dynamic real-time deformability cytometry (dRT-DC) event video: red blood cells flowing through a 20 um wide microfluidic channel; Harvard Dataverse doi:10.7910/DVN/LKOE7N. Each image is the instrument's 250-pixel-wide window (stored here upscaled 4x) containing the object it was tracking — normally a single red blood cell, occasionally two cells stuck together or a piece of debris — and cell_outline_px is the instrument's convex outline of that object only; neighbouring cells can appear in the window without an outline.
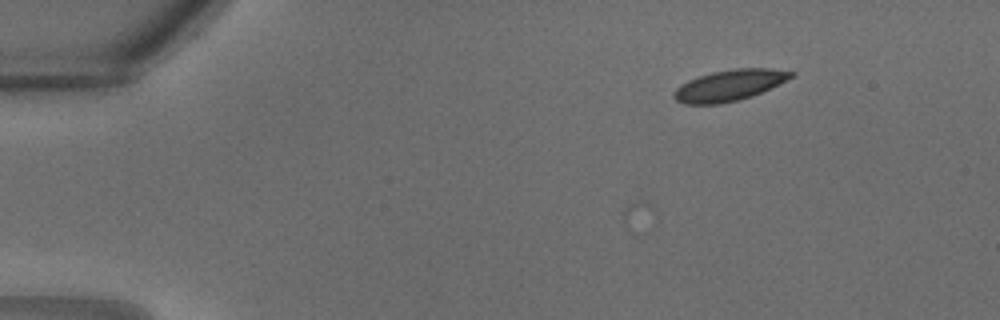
{"species": "common noctule bat (a hibernating species)", "species_latin": "Nyctalus noctula", "temperature_condition": "warm", "stored_images_in_passage": 6, "camera_frame_rate_fps": 3000, "um_per_image_px": 0.085, "animal": {"sex": "male", "body_mass_g": 18.8}, "frame": {"image": 1, "passage_image": 6, "time_ms": 1.667, "image_size_px": [1000, 320], "cell_outline_px": [[796, 76], [752, 96], [720, 104], [684, 104], [676, 100], [672, 96], [672, 92], [680, 84], [688, 80], [712, 72], [736, 68], [768, 68], [796, 72]], "centroid_in_image_um": [61.99, 7.25], "position_along_channel_um": 23.0, "area_um2": 21.21}}